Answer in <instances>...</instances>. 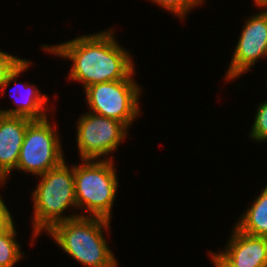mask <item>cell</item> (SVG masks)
<instances>
[{"instance_id":"6da1fadb","label":"cell","mask_w":267,"mask_h":267,"mask_svg":"<svg viewBox=\"0 0 267 267\" xmlns=\"http://www.w3.org/2000/svg\"><path fill=\"white\" fill-rule=\"evenodd\" d=\"M113 28L77 36L59 44H42L44 52L71 60L68 81L81 83L83 90L93 84L135 79L131 52L116 39Z\"/></svg>"},{"instance_id":"7a4b0ae2","label":"cell","mask_w":267,"mask_h":267,"mask_svg":"<svg viewBox=\"0 0 267 267\" xmlns=\"http://www.w3.org/2000/svg\"><path fill=\"white\" fill-rule=\"evenodd\" d=\"M110 223L104 218L78 216L55 224L47 234L83 267H119L103 233L110 232Z\"/></svg>"},{"instance_id":"3957f363","label":"cell","mask_w":267,"mask_h":267,"mask_svg":"<svg viewBox=\"0 0 267 267\" xmlns=\"http://www.w3.org/2000/svg\"><path fill=\"white\" fill-rule=\"evenodd\" d=\"M40 179L31 193L33 203L32 217V240L43 232H48L55 224L80 216L72 210H78L75 197L74 164L68 166L66 159L57 167L37 176ZM72 210H71V209ZM64 215V216H63Z\"/></svg>"},{"instance_id":"277c9868","label":"cell","mask_w":267,"mask_h":267,"mask_svg":"<svg viewBox=\"0 0 267 267\" xmlns=\"http://www.w3.org/2000/svg\"><path fill=\"white\" fill-rule=\"evenodd\" d=\"M80 162L74 164L76 203L83 212L80 216L111 221L119 186L114 160L81 159Z\"/></svg>"},{"instance_id":"5b68a950","label":"cell","mask_w":267,"mask_h":267,"mask_svg":"<svg viewBox=\"0 0 267 267\" xmlns=\"http://www.w3.org/2000/svg\"><path fill=\"white\" fill-rule=\"evenodd\" d=\"M141 88L135 79L101 82L84 90L85 102L90 112L118 120L130 128L141 115Z\"/></svg>"},{"instance_id":"8992f818","label":"cell","mask_w":267,"mask_h":267,"mask_svg":"<svg viewBox=\"0 0 267 267\" xmlns=\"http://www.w3.org/2000/svg\"><path fill=\"white\" fill-rule=\"evenodd\" d=\"M54 123L48 116L42 120H33L27 126L15 171L37 177L65 160L62 139L56 121Z\"/></svg>"},{"instance_id":"52a82bcc","label":"cell","mask_w":267,"mask_h":267,"mask_svg":"<svg viewBox=\"0 0 267 267\" xmlns=\"http://www.w3.org/2000/svg\"><path fill=\"white\" fill-rule=\"evenodd\" d=\"M76 123L75 141L80 160H114L112 153L125 141L130 130L118 120L90 111L82 113Z\"/></svg>"},{"instance_id":"ba28073f","label":"cell","mask_w":267,"mask_h":267,"mask_svg":"<svg viewBox=\"0 0 267 267\" xmlns=\"http://www.w3.org/2000/svg\"><path fill=\"white\" fill-rule=\"evenodd\" d=\"M259 8V13L249 15L244 21L231 62L224 75L226 82L235 81L255 68L258 60L267 58V6H258Z\"/></svg>"},{"instance_id":"9c48e42d","label":"cell","mask_w":267,"mask_h":267,"mask_svg":"<svg viewBox=\"0 0 267 267\" xmlns=\"http://www.w3.org/2000/svg\"><path fill=\"white\" fill-rule=\"evenodd\" d=\"M32 62L28 59H24L8 76L7 80L0 87V96L4 95L9 85L14 83V87L11 86L10 97L13 99L15 107L8 109H0V113L6 116H18L26 117L31 120H42L48 117V110L51 111L53 106H48V96L42 94L41 91L33 83H18L17 78L22 73L29 69ZM18 87V90H17ZM20 87V88H19ZM16 88V89H15ZM22 88V89H21ZM15 89V90H14ZM19 93L18 91H20ZM24 89V90H23ZM14 90V93H11ZM17 93H16V92ZM22 91L24 92L22 94ZM22 96H19V95ZM22 97V98H21ZM19 98V99H18Z\"/></svg>"},{"instance_id":"30bf717a","label":"cell","mask_w":267,"mask_h":267,"mask_svg":"<svg viewBox=\"0 0 267 267\" xmlns=\"http://www.w3.org/2000/svg\"><path fill=\"white\" fill-rule=\"evenodd\" d=\"M233 227L224 250L218 254L232 267H267V237L249 235Z\"/></svg>"},{"instance_id":"8fae6325","label":"cell","mask_w":267,"mask_h":267,"mask_svg":"<svg viewBox=\"0 0 267 267\" xmlns=\"http://www.w3.org/2000/svg\"><path fill=\"white\" fill-rule=\"evenodd\" d=\"M33 120L0 113V173L8 179L16 169L27 126Z\"/></svg>"},{"instance_id":"7c38bea8","label":"cell","mask_w":267,"mask_h":267,"mask_svg":"<svg viewBox=\"0 0 267 267\" xmlns=\"http://www.w3.org/2000/svg\"><path fill=\"white\" fill-rule=\"evenodd\" d=\"M234 224L240 231L267 237V184Z\"/></svg>"},{"instance_id":"4fadbf2b","label":"cell","mask_w":267,"mask_h":267,"mask_svg":"<svg viewBox=\"0 0 267 267\" xmlns=\"http://www.w3.org/2000/svg\"><path fill=\"white\" fill-rule=\"evenodd\" d=\"M17 232L14 225L6 234L0 236V267H13L25 257L16 240Z\"/></svg>"},{"instance_id":"5bb4252c","label":"cell","mask_w":267,"mask_h":267,"mask_svg":"<svg viewBox=\"0 0 267 267\" xmlns=\"http://www.w3.org/2000/svg\"><path fill=\"white\" fill-rule=\"evenodd\" d=\"M151 3L158 5L159 7L172 13L179 19L185 20L187 14L196 8L201 7L206 0H150Z\"/></svg>"},{"instance_id":"9a60e30c","label":"cell","mask_w":267,"mask_h":267,"mask_svg":"<svg viewBox=\"0 0 267 267\" xmlns=\"http://www.w3.org/2000/svg\"><path fill=\"white\" fill-rule=\"evenodd\" d=\"M255 118L249 131L253 142H267V100L257 105Z\"/></svg>"},{"instance_id":"2e32d148","label":"cell","mask_w":267,"mask_h":267,"mask_svg":"<svg viewBox=\"0 0 267 267\" xmlns=\"http://www.w3.org/2000/svg\"><path fill=\"white\" fill-rule=\"evenodd\" d=\"M23 58L0 50V87L9 74L23 61Z\"/></svg>"},{"instance_id":"e0dca14e","label":"cell","mask_w":267,"mask_h":267,"mask_svg":"<svg viewBox=\"0 0 267 267\" xmlns=\"http://www.w3.org/2000/svg\"><path fill=\"white\" fill-rule=\"evenodd\" d=\"M9 209L7 208L5 201L1 198L0 199V236L6 234L15 224L10 213Z\"/></svg>"},{"instance_id":"ac0fdd59","label":"cell","mask_w":267,"mask_h":267,"mask_svg":"<svg viewBox=\"0 0 267 267\" xmlns=\"http://www.w3.org/2000/svg\"><path fill=\"white\" fill-rule=\"evenodd\" d=\"M209 256L214 267H232L217 253V251H209Z\"/></svg>"},{"instance_id":"d6986e66","label":"cell","mask_w":267,"mask_h":267,"mask_svg":"<svg viewBox=\"0 0 267 267\" xmlns=\"http://www.w3.org/2000/svg\"><path fill=\"white\" fill-rule=\"evenodd\" d=\"M254 6H267V0H253Z\"/></svg>"},{"instance_id":"ffe728a7","label":"cell","mask_w":267,"mask_h":267,"mask_svg":"<svg viewBox=\"0 0 267 267\" xmlns=\"http://www.w3.org/2000/svg\"><path fill=\"white\" fill-rule=\"evenodd\" d=\"M7 179L0 173V188L1 186L7 184L6 181ZM5 183V184H4ZM2 198V196L0 195V199Z\"/></svg>"}]
</instances>
